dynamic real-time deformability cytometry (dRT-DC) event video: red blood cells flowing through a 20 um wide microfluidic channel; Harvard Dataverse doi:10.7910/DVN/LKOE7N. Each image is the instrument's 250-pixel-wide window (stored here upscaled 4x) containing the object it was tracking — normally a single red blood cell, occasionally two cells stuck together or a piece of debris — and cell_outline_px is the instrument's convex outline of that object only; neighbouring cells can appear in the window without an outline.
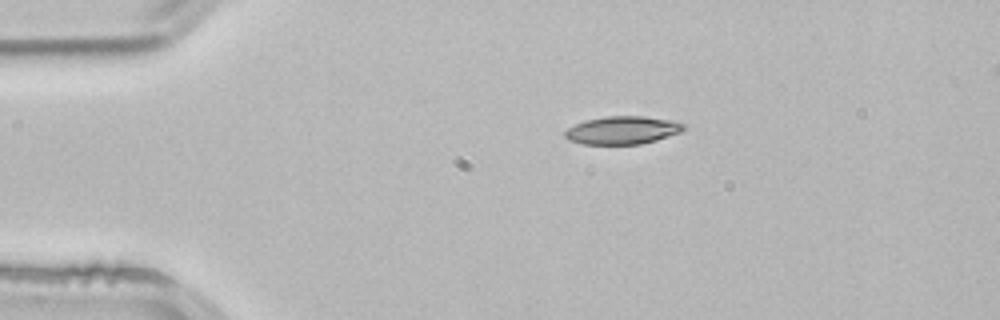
{"species": "common noctule bat (a hibernating species)", "species_latin": "Nyctalus noctula", "temperature_condition": "room temperature", "stored_images_in_passage": 3, "segment_of_instrument_passage": [1, 2], "camera_frame_rate_fps": 3000, "um_per_image_px": 0.085, "animal": {"sex": "male", "body_mass_g": 21.5, "forearm_length_mm": 52.0}, "frame": {"image": 1, "passage_image": 1, "time_ms": 0.0, "image_size_px": [1000, 320], "cell_outline_px": [[684, 128], [680, 132], [656, 140], [640, 144], [584, 144], [568, 140], [564, 136], [564, 132], [568, 128], [584, 120], [608, 116], [644, 116], [668, 120], [684, 124]], "centroid_in_image_um": [52.86, 11.07], "position_along_channel_um": 32.1, "area_um2": 19.13}}